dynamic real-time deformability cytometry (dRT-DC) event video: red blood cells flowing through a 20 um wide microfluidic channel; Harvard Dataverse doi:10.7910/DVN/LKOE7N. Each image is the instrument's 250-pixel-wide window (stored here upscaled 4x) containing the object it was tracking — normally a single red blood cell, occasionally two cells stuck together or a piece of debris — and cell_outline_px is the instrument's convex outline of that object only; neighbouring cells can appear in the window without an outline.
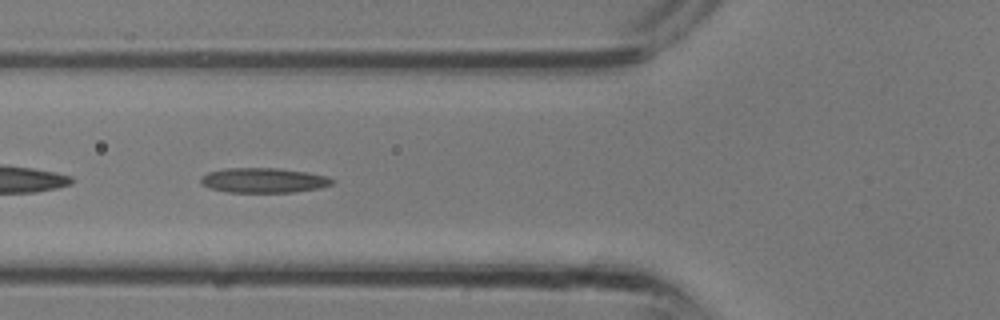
{"species": "common noctule bat (a hibernating species)", "species_latin": "Nyctalus noctula", "temperature_condition": "room temperature", "stored_images_in_passage": 17, "camera_frame_rate_fps": 3000, "um_per_image_px": 0.085, "animal": {"sex": "male", "body_mass_g": 13.3}, "frame": {"image": 1, "passage_image": 6, "time_ms": 1.667, "image_size_px": [1000, 320], "cell_outline_px": [[332, 184], [320, 188], [292, 192], [228, 192], [208, 188], [200, 184], [200, 176], [208, 172], [224, 168], [280, 168], [304, 172], [324, 176], [332, 180]], "centroid_in_image_um": [22.3, 15.33], "position_along_channel_um": 103.5, "area_um2": 18.96}}
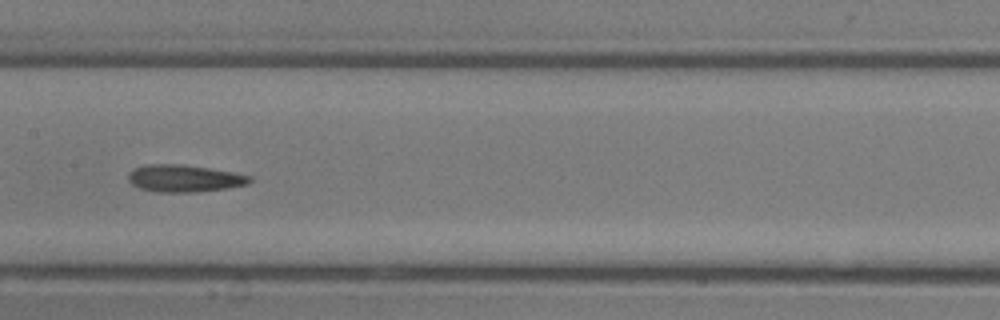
{"frame": {"image": 2, "passage_image": 10, "time_ms": 3.0, "image_size_px": [1000, 320], "cell_outline_px": [[252, 180], [248, 184], [228, 188], [196, 192], [160, 192], [140, 188], [132, 184], [128, 180], [128, 172], [132, 168], [148, 164], [180, 164], [208, 168], [232, 172], [252, 176]], "centroid_in_image_um": [15.65, 15.16], "position_along_channel_um": 191.8, "area_um2": 19.25}}
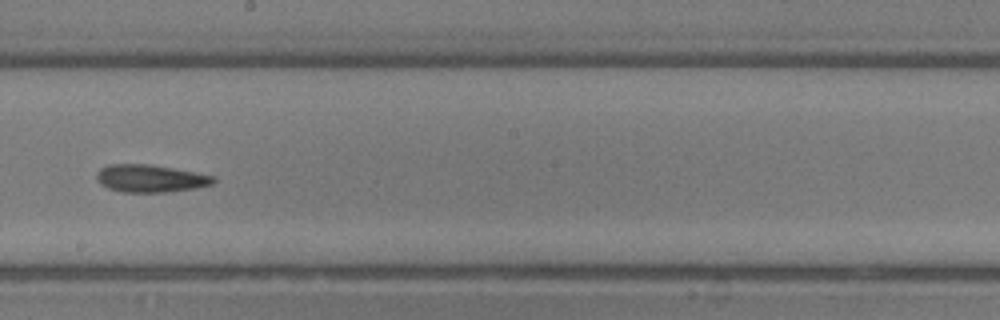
{"frame": {"image": 3, "passage_image": 12, "time_ms": 3.667, "image_size_px": [1000, 320], "cell_outline_px": [[216, 180], [212, 184], [196, 188], [168, 192], [120, 192], [108, 188], [100, 184], [96, 180], [96, 172], [100, 168], [108, 164], [148, 164], [172, 168], [216, 176]], "centroid_in_image_um": [12.75, 15.17], "position_along_channel_um": 235.4, "area_um2": 18.9}}